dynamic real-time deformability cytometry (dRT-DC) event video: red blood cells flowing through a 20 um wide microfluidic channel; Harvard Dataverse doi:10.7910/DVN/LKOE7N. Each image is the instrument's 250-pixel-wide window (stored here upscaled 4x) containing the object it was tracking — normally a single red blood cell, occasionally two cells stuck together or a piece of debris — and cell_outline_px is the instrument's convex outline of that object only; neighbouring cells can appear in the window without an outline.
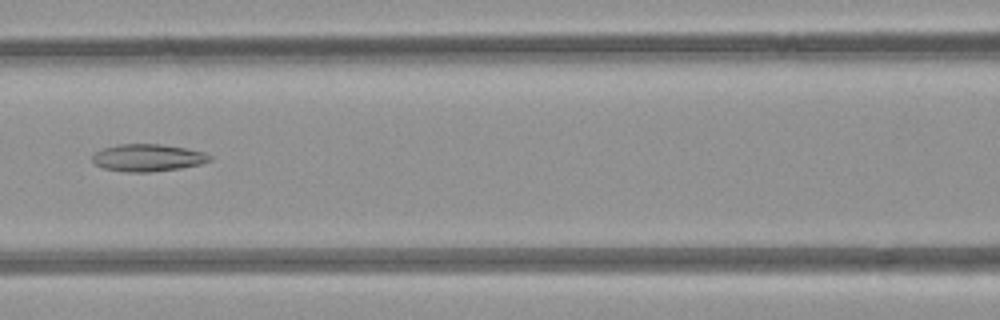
{"species": "common noctule bat (a hibernating species)", "species_latin": "Nyctalus noctula", "temperature_condition": "room temperature", "stored_images_in_passage": 6, "camera_frame_rate_fps": 3000, "um_per_image_px": 0.085, "animal": {"sex": "female", "body_mass_g": 21.9}, "frame": {"image": 1, "passage_image": 5, "time_ms": 4.667, "image_size_px": [1000, 320], "cell_outline_px": [[212, 160], [200, 164], [180, 168], [148, 172], [124, 172], [104, 168], [96, 164], [92, 160], [92, 156], [96, 152], [104, 148], [120, 144], [160, 144], [184, 148], [204, 152], [212, 156]], "centroid_in_image_um": [12.57, 13.41], "position_along_channel_um": 154.0, "area_um2": 18.5}}
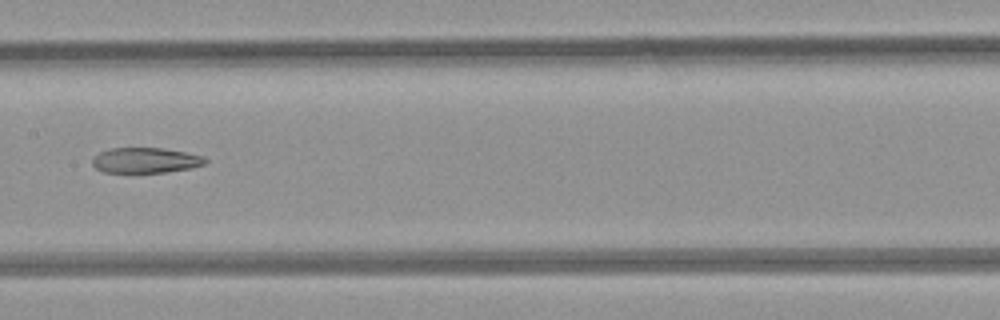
{"frame": {"image": 2, "passage_image": 6, "time_ms": 5.667, "image_size_px": [1000, 320], "cell_outline_px": [[208, 160], [204, 164], [192, 168], [164, 172], [104, 172], [96, 168], [92, 164], [92, 156], [108, 148], [164, 148], [204, 156]], "centroid_in_image_um": [12.35, 13.62], "position_along_channel_um": 195.0, "area_um2": 16.7}}